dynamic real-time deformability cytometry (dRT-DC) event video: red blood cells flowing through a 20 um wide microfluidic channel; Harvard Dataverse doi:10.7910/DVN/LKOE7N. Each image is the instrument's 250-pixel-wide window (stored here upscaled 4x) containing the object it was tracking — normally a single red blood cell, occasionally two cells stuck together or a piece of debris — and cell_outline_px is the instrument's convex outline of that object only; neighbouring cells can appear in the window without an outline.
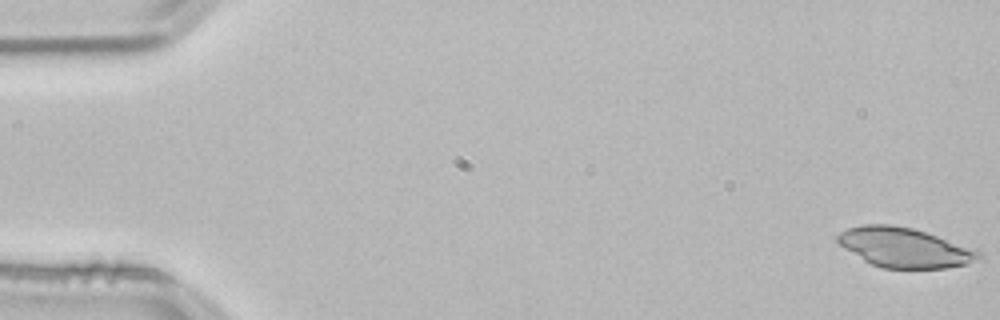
{"species": "common noctule bat (a hibernating species)", "species_latin": "Nyctalus noctula", "temperature_condition": "room temperature", "stored_images_in_passage": 53, "camera_frame_rate_fps": 3000, "um_per_image_px": 0.085, "animal": {"sex": "male", "body_mass_g": 21.5, "forearm_length_mm": 52.0}, "frame": {"image": 1, "passage_image": 1, "time_ms": 0.0, "image_size_px": [1000, 320], "cell_outline_px": [[984, 256], [980, 260], [968, 264], [948, 268], [884, 268], [872, 264], [864, 260], [844, 248], [836, 240], [836, 236], [840, 232], [848, 228], [864, 224], [892, 224], [912, 228], [976, 248]], "centroid_in_image_um": [76.94, 21.04], "position_along_channel_um": 8.1, "area_um2": 32.77}}